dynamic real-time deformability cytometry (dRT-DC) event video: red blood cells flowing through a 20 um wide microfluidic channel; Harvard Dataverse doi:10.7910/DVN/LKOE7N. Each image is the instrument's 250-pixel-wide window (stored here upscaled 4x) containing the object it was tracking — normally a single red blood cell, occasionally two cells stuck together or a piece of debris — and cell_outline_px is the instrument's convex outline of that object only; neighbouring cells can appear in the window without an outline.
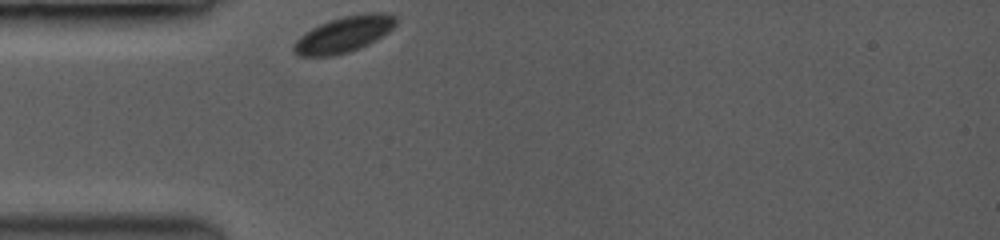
{"species": "common noctule bat (a hibernating species)", "species_latin": "Nyctalus noctula", "temperature_condition": "room temperature", "stored_images_in_passage": 35, "camera_frame_rate_fps": 3500, "um_per_image_px": 0.085, "animal": {"sex": "female", "body_mass_g": 19.0, "forearm_length_mm": 53.3}, "frame": {"image": 1, "passage_image": 1, "time_ms": 0.0, "image_size_px": [1000, 240], "cell_outline_px": [[396, 24], [388, 32], [376, 40], [360, 48], [348, 52], [332, 56], [300, 56], [292, 52], [292, 44], [304, 32], [320, 24], [344, 16], [364, 12], [384, 12], [396, 16]], "centroid_in_image_um": [29.22, 2.92], "position_along_channel_um": 55.8, "area_um2": 21.5}}
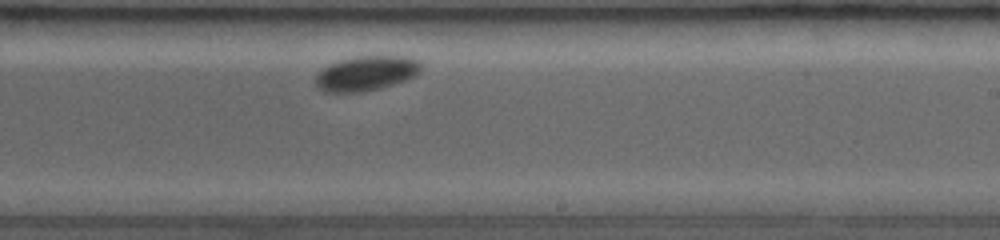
{"frame": {"image": 2, "passage_image": 21, "time_ms": 5.714, "image_size_px": [1000, 240], "cell_outline_px": [[424, 68], [416, 76], [380, 88], [352, 92], [332, 92], [320, 88], [316, 84], [316, 76], [324, 68], [340, 60], [352, 56], [404, 56], [420, 60], [424, 64]], "centroid_in_image_um": [31.23, 6.2], "position_along_channel_um": 257.8, "area_um2": 21.15}}
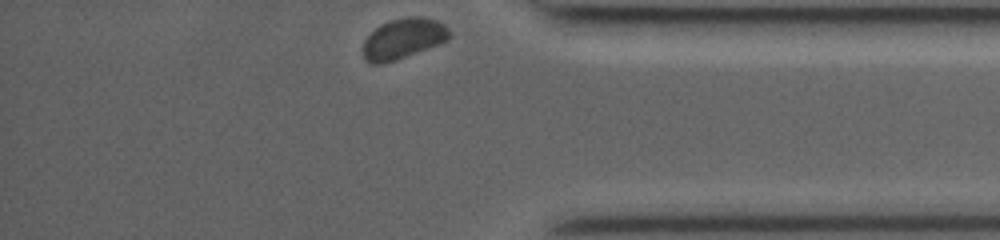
{"frame": {"image": 3, "passage_image": 35, "time_ms": 9.714, "image_size_px": [1000, 240], "cell_outline_px": [[448, 40], [396, 60], [384, 64], [372, 64], [364, 56], [364, 40], [380, 24], [392, 20], [412, 16], [420, 16], [436, 20], [444, 24], [448, 28]], "centroid_in_image_um": [34.27, 3.28], "position_along_channel_um": 400.9, "area_um2": 19.94}, "authors_computed_cell_mechanics": {"area_um2": 21.1548, "velocity_mm_per_s": 3.6544, "shape_relaxation_time_tau1_ms": 1.9516, "shape_relaxation_time_tau2_ms": null, "deformation_change_tau1": 0.0378, "deformation_change_tau2": null}}